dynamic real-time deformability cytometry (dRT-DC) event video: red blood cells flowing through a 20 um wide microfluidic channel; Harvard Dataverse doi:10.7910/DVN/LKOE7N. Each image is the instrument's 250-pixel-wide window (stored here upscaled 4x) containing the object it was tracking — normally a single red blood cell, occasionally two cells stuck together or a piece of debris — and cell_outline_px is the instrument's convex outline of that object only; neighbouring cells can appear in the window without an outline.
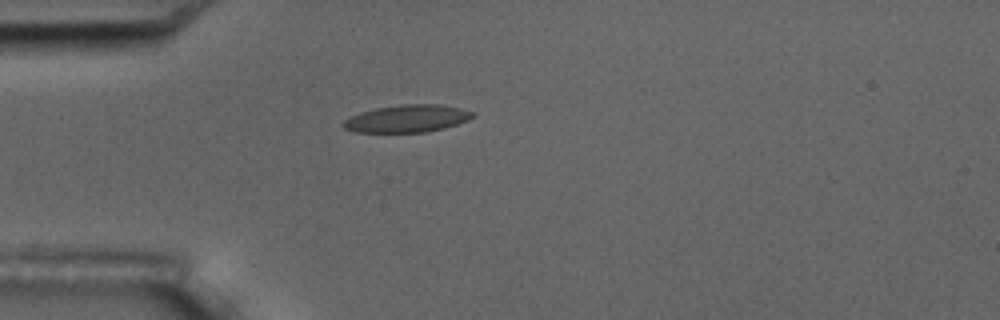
{"species": "common noctule bat (a hibernating species)", "species_latin": "Nyctalus noctula", "temperature_condition": "room temperature", "stored_images_in_passage": 1, "camera_frame_rate_fps": 3000, "um_per_image_px": 0.085, "animal": {"sex": "male", "body_mass_g": 17.5, "forearm_length_mm": 52.3}, "frame": {"image": 1, "passage_image": 1, "time_ms": 0.0, "image_size_px": [1000, 320], "cell_outline_px": [[476, 116], [468, 120], [444, 128], [424, 132], [356, 132], [344, 128], [340, 124], [344, 120], [360, 112], [376, 108], [404, 104], [440, 104], [460, 108], [476, 112]], "centroid_in_image_um": [34.63, 10.07], "position_along_channel_um": 50.4, "area_um2": 20.69}}